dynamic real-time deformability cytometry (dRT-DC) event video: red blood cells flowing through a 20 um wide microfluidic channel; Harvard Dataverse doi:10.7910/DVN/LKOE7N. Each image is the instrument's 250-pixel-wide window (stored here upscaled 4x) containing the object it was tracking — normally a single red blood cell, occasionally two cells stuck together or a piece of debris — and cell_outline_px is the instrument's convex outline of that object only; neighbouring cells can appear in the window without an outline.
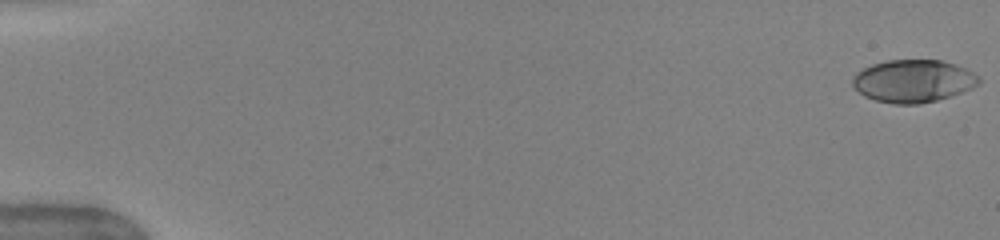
{"species": "human", "species_latin": "Homo sapiens", "temperature_condition": "warm", "stored_images_in_passage": 51, "camera_frame_rate_fps": 3000, "um_per_image_px": 0.085, "donor": {"sex": "female"}, "frame": {"image": 1, "passage_image": 1, "time_ms": 0.0, "image_size_px": [1000, 240], "cell_outline_px": [[980, 84], [972, 88], [936, 100], [920, 104], [896, 104], [876, 100], [864, 96], [852, 84], [852, 76], [856, 72], [872, 64], [888, 60], [940, 60], [956, 64], [980, 76]], "centroid_in_image_um": [77.62, 6.88], "position_along_channel_um": 7.4, "area_um2": 31.27}}
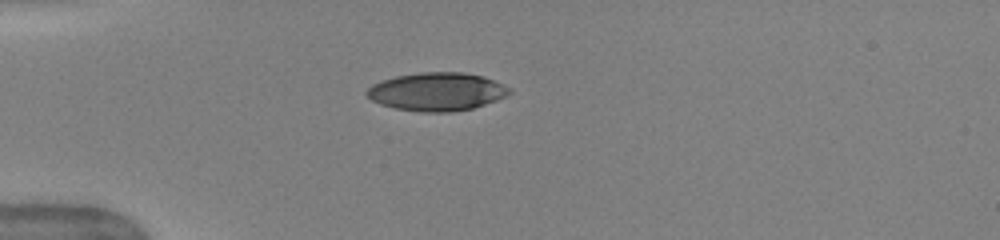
{"frame": {"image": 2, "passage_image": 15, "time_ms": 4.667, "image_size_px": [1000, 240], "cell_outline_px": [[512, 92], [496, 100], [472, 108], [452, 112], [420, 112], [396, 108], [380, 104], [372, 100], [364, 92], [372, 84], [396, 76], [420, 72], [460, 72], [484, 76], [512, 88]], "centroid_in_image_um": [37.14, 7.79], "position_along_channel_um": 47.9, "area_um2": 31.67}}
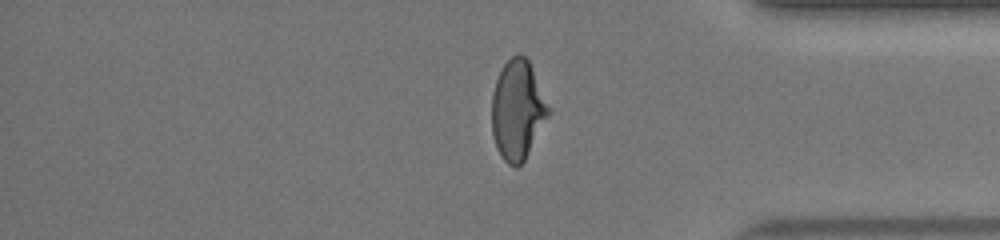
{"frame": {"image": 3, "passage_image": 43, "time_ms": 14.0, "image_size_px": [1000, 240], "cell_outline_px": [[548, 116], [524, 160], [516, 168], [508, 164], [504, 160], [496, 148], [492, 132], [492, 96], [496, 80], [504, 64], [512, 56], [520, 52], [528, 60], [532, 68], [548, 108]], "centroid_in_image_um": [43.95, 9.36], "position_along_channel_um": 391.2, "area_um2": 32.08}, "authors_computed_cell_mechanics": {"area_um2": 32.079, "velocity_mm_per_s": 4.0493, "shape_relaxation_time_tau1_ms": 4.5045, "shape_relaxation_time_tau2_ms": 0.794, "deformation_change_tau1": 0.2023, "deformation_change_tau2": 0.0551}}